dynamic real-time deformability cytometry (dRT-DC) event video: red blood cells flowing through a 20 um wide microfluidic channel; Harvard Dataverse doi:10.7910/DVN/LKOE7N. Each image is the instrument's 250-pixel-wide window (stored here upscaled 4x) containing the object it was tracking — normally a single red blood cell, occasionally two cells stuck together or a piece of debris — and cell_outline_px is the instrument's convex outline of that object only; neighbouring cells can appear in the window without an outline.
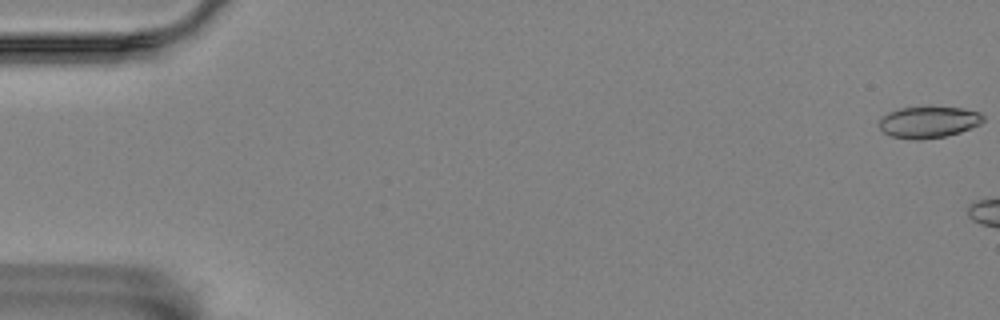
{"species": "Egyptian fruit bat (a non-hibernating species)", "species_latin": "Rousettus aegyptiacus", "temperature_condition": "room temperature", "stored_images_in_passage": 7, "camera_frame_rate_fps": 3000, "um_per_image_px": 0.085, "animal": {"sex": "female"}, "frame": {"image": 1, "passage_image": 1, "time_ms": 0.0, "image_size_px": [1000, 320], "cell_outline_px": [[984, 120], [980, 124], [960, 132], [944, 136], [920, 140], [912, 140], [892, 136], [884, 132], [880, 128], [880, 120], [888, 112], [900, 108], [928, 104], [964, 108], [980, 112], [984, 116]], "centroid_in_image_um": [78.96, 10.33], "position_along_channel_um": 6.0, "area_um2": 19.71}}
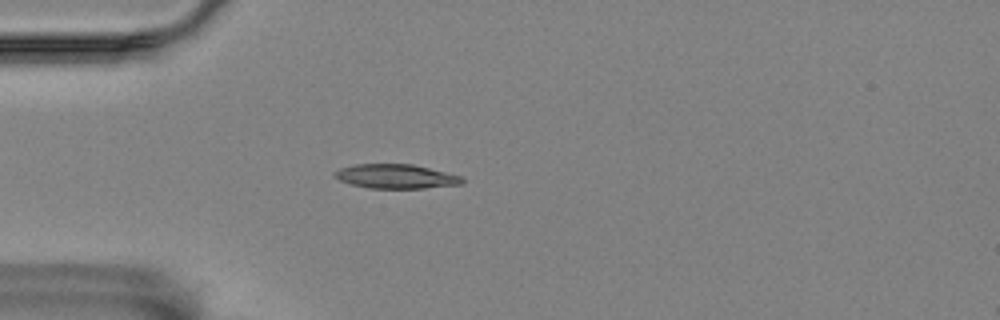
{"frame": {"image": 2, "passage_image": 6, "time_ms": 6.667, "image_size_px": [1000, 320], "cell_outline_px": [[464, 184], [424, 188], [368, 188], [352, 184], [340, 180], [332, 176], [332, 172], [340, 168], [352, 164], [412, 164], [460, 176], [464, 180]], "centroid_in_image_um": [33.6, 14.99], "position_along_channel_um": 51.4, "area_um2": 17.98}}